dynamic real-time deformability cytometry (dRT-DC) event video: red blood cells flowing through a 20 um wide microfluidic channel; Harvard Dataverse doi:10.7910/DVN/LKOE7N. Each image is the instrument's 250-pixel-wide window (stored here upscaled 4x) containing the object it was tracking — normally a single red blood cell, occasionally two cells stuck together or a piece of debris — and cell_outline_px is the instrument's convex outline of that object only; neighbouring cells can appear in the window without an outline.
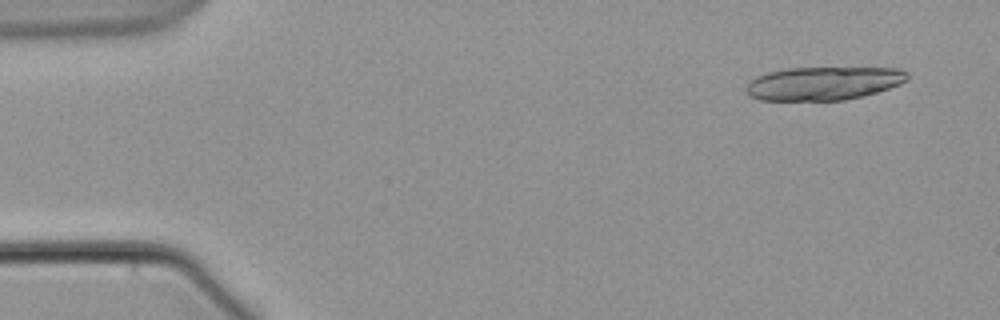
{"species": "common noctule bat (a hibernating species)", "species_latin": "Nyctalus noctula", "temperature_condition": "warm", "stored_images_in_passage": 5, "camera_frame_rate_fps": 3000, "um_per_image_px": 0.085, "animal": {"sex": "male", "body_mass_g": 21.5, "forearm_length_mm": 52.0}, "frame": {"image": 1, "passage_image": 1, "time_ms": 0.0, "image_size_px": [1000, 320], "cell_outline_px": [[908, 80], [900, 84], [876, 92], [844, 100], [760, 100], [748, 96], [744, 88], [752, 80], [768, 72], [788, 68], [900, 68], [908, 72]], "centroid_in_image_um": [70.0, 7.08], "position_along_channel_um": 15.0, "area_um2": 31.21}}